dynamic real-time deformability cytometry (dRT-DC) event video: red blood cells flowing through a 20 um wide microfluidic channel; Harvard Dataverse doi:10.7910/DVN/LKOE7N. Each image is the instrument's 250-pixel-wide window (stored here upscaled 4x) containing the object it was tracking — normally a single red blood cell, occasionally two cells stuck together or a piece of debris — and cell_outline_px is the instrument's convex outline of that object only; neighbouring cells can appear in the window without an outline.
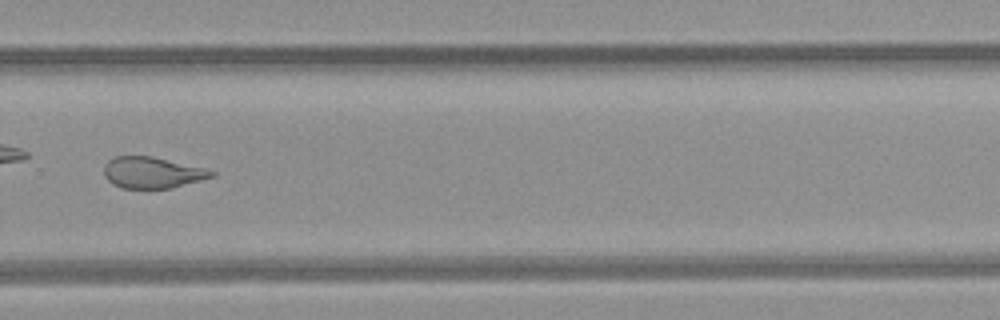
{"species": "common noctule bat (a hibernating species)", "species_latin": "Nyctalus noctula", "temperature_condition": "room temperature", "stored_images_in_passage": 45, "camera_frame_rate_fps": 3000, "um_per_image_px": 0.085, "animal": {"sex": "female", "body_mass_g": 21.9}, "frame": {"image": 1, "passage_image": 32, "time_ms": 10.333, "image_size_px": [1000, 320], "cell_outline_px": [[216, 176], [172, 188], [120, 188], [112, 184], [104, 176], [104, 164], [108, 160], [116, 156], [152, 156], [204, 168], [216, 172]], "centroid_in_image_um": [12.93, 14.67], "position_along_channel_um": 316.9, "area_um2": 19.65}, "authors_computed_cell_mechanics": {"area_um2": 21.8484, "velocity_mm_per_s": 3.9411, "shape_relaxation_time_tau1_ms": null, "shape_relaxation_time_tau2_ms": 1.8166, "deformation_change_tau1": null, "deformation_change_tau2": 0.087}}